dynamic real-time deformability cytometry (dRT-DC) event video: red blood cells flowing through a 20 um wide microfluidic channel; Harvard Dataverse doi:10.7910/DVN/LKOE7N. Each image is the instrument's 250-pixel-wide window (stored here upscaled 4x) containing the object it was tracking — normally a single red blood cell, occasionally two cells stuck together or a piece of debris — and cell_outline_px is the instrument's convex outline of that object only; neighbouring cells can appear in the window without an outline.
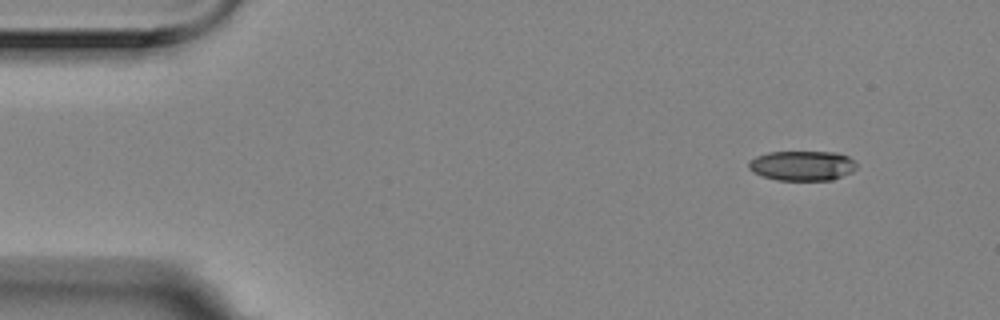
{"species": "Egyptian fruit bat (a non-hibernating species)", "species_latin": "Rousettus aegyptiacus", "temperature_condition": "room temperature", "stored_images_in_passage": 4, "camera_frame_rate_fps": 3000, "um_per_image_px": 0.085, "animal": {"sex": "female"}, "frame": {"image": 1, "passage_image": 1, "time_ms": 0.0, "image_size_px": [1000, 320], "cell_outline_px": [[856, 168], [852, 172], [832, 180], [776, 180], [760, 176], [752, 172], [748, 168], [748, 160], [756, 156], [768, 152], [836, 152], [848, 156], [856, 164]], "centroid_in_image_um": [68.14, 14.08], "position_along_channel_um": 16.9, "area_um2": 18.96}}
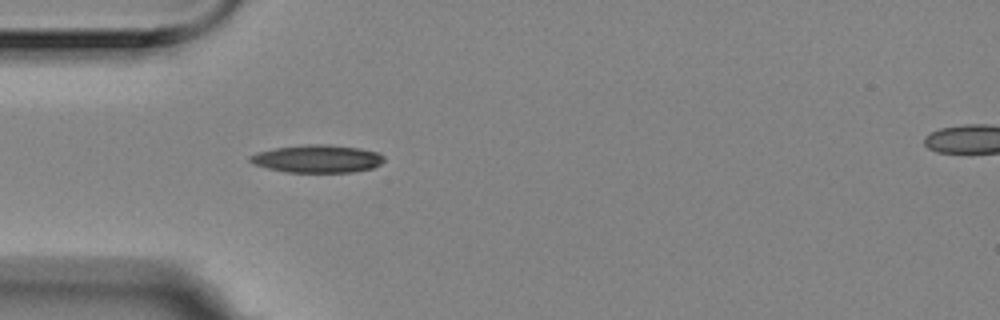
{"frame": {"image": 2, "passage_image": 4, "time_ms": 1.0, "image_size_px": [1000, 320], "cell_outline_px": [[384, 160], [380, 164], [372, 168], [352, 172], [288, 172], [268, 168], [256, 164], [248, 160], [248, 156], [256, 152], [276, 148], [308, 144], [328, 144], [360, 148], [380, 152], [384, 156]], "centroid_in_image_um": [27.0, 13.48], "position_along_channel_um": 58.0, "area_um2": 21.68}}